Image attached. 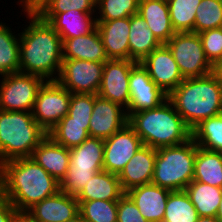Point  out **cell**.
<instances>
[{
	"label": "cell",
	"mask_w": 222,
	"mask_h": 222,
	"mask_svg": "<svg viewBox=\"0 0 222 222\" xmlns=\"http://www.w3.org/2000/svg\"><path fill=\"white\" fill-rule=\"evenodd\" d=\"M58 191L60 182L31 157L0 165V204L9 209L27 211Z\"/></svg>",
	"instance_id": "obj_1"
},
{
	"label": "cell",
	"mask_w": 222,
	"mask_h": 222,
	"mask_svg": "<svg viewBox=\"0 0 222 222\" xmlns=\"http://www.w3.org/2000/svg\"><path fill=\"white\" fill-rule=\"evenodd\" d=\"M26 18L30 19L28 25L19 33V72L56 81L63 61L61 37L36 13H26Z\"/></svg>",
	"instance_id": "obj_2"
},
{
	"label": "cell",
	"mask_w": 222,
	"mask_h": 222,
	"mask_svg": "<svg viewBox=\"0 0 222 222\" xmlns=\"http://www.w3.org/2000/svg\"><path fill=\"white\" fill-rule=\"evenodd\" d=\"M168 99L192 130L202 120L222 112V77L214 71L203 77L184 78Z\"/></svg>",
	"instance_id": "obj_3"
},
{
	"label": "cell",
	"mask_w": 222,
	"mask_h": 222,
	"mask_svg": "<svg viewBox=\"0 0 222 222\" xmlns=\"http://www.w3.org/2000/svg\"><path fill=\"white\" fill-rule=\"evenodd\" d=\"M128 124L143 145L155 149L181 145L192 138V130L169 99L156 108L134 112Z\"/></svg>",
	"instance_id": "obj_4"
},
{
	"label": "cell",
	"mask_w": 222,
	"mask_h": 222,
	"mask_svg": "<svg viewBox=\"0 0 222 222\" xmlns=\"http://www.w3.org/2000/svg\"><path fill=\"white\" fill-rule=\"evenodd\" d=\"M47 136L32 112L0 110V165L6 161L31 157Z\"/></svg>",
	"instance_id": "obj_5"
},
{
	"label": "cell",
	"mask_w": 222,
	"mask_h": 222,
	"mask_svg": "<svg viewBox=\"0 0 222 222\" xmlns=\"http://www.w3.org/2000/svg\"><path fill=\"white\" fill-rule=\"evenodd\" d=\"M195 158L192 138L181 145L156 149L151 183L171 191L184 190L193 181Z\"/></svg>",
	"instance_id": "obj_6"
},
{
	"label": "cell",
	"mask_w": 222,
	"mask_h": 222,
	"mask_svg": "<svg viewBox=\"0 0 222 222\" xmlns=\"http://www.w3.org/2000/svg\"><path fill=\"white\" fill-rule=\"evenodd\" d=\"M165 45L170 49L183 78L203 77L215 71L206 59L198 33H175Z\"/></svg>",
	"instance_id": "obj_7"
},
{
	"label": "cell",
	"mask_w": 222,
	"mask_h": 222,
	"mask_svg": "<svg viewBox=\"0 0 222 222\" xmlns=\"http://www.w3.org/2000/svg\"><path fill=\"white\" fill-rule=\"evenodd\" d=\"M1 79L0 110L32 112L38 91L46 80L21 72L1 76Z\"/></svg>",
	"instance_id": "obj_8"
},
{
	"label": "cell",
	"mask_w": 222,
	"mask_h": 222,
	"mask_svg": "<svg viewBox=\"0 0 222 222\" xmlns=\"http://www.w3.org/2000/svg\"><path fill=\"white\" fill-rule=\"evenodd\" d=\"M71 95L57 81H46L39 89L32 115L47 133L68 114Z\"/></svg>",
	"instance_id": "obj_9"
},
{
	"label": "cell",
	"mask_w": 222,
	"mask_h": 222,
	"mask_svg": "<svg viewBox=\"0 0 222 222\" xmlns=\"http://www.w3.org/2000/svg\"><path fill=\"white\" fill-rule=\"evenodd\" d=\"M105 62L63 59L57 82L71 93L97 94Z\"/></svg>",
	"instance_id": "obj_10"
},
{
	"label": "cell",
	"mask_w": 222,
	"mask_h": 222,
	"mask_svg": "<svg viewBox=\"0 0 222 222\" xmlns=\"http://www.w3.org/2000/svg\"><path fill=\"white\" fill-rule=\"evenodd\" d=\"M129 91L128 118L134 112L156 108L168 99V95L150 78L140 62L130 71Z\"/></svg>",
	"instance_id": "obj_11"
},
{
	"label": "cell",
	"mask_w": 222,
	"mask_h": 222,
	"mask_svg": "<svg viewBox=\"0 0 222 222\" xmlns=\"http://www.w3.org/2000/svg\"><path fill=\"white\" fill-rule=\"evenodd\" d=\"M141 146H143L141 138L127 124L104 140L103 170L119 175Z\"/></svg>",
	"instance_id": "obj_12"
},
{
	"label": "cell",
	"mask_w": 222,
	"mask_h": 222,
	"mask_svg": "<svg viewBox=\"0 0 222 222\" xmlns=\"http://www.w3.org/2000/svg\"><path fill=\"white\" fill-rule=\"evenodd\" d=\"M138 62L134 60L109 59L104 63L102 82L98 95L118 103L125 109L130 100L129 76Z\"/></svg>",
	"instance_id": "obj_13"
},
{
	"label": "cell",
	"mask_w": 222,
	"mask_h": 222,
	"mask_svg": "<svg viewBox=\"0 0 222 222\" xmlns=\"http://www.w3.org/2000/svg\"><path fill=\"white\" fill-rule=\"evenodd\" d=\"M126 109L118 103L94 95V106L88 133L90 137L107 139L128 124Z\"/></svg>",
	"instance_id": "obj_14"
},
{
	"label": "cell",
	"mask_w": 222,
	"mask_h": 222,
	"mask_svg": "<svg viewBox=\"0 0 222 222\" xmlns=\"http://www.w3.org/2000/svg\"><path fill=\"white\" fill-rule=\"evenodd\" d=\"M140 63L167 95L184 80L170 49L165 44L153 50Z\"/></svg>",
	"instance_id": "obj_15"
},
{
	"label": "cell",
	"mask_w": 222,
	"mask_h": 222,
	"mask_svg": "<svg viewBox=\"0 0 222 222\" xmlns=\"http://www.w3.org/2000/svg\"><path fill=\"white\" fill-rule=\"evenodd\" d=\"M35 222H66L79 213L76 196L63 191L43 199L26 211Z\"/></svg>",
	"instance_id": "obj_16"
},
{
	"label": "cell",
	"mask_w": 222,
	"mask_h": 222,
	"mask_svg": "<svg viewBox=\"0 0 222 222\" xmlns=\"http://www.w3.org/2000/svg\"><path fill=\"white\" fill-rule=\"evenodd\" d=\"M36 14L54 28L62 41L87 35L97 27L96 14H87L79 10Z\"/></svg>",
	"instance_id": "obj_17"
},
{
	"label": "cell",
	"mask_w": 222,
	"mask_h": 222,
	"mask_svg": "<svg viewBox=\"0 0 222 222\" xmlns=\"http://www.w3.org/2000/svg\"><path fill=\"white\" fill-rule=\"evenodd\" d=\"M155 160V148L143 145L137 150L118 175L124 193L135 187L151 183Z\"/></svg>",
	"instance_id": "obj_18"
},
{
	"label": "cell",
	"mask_w": 222,
	"mask_h": 222,
	"mask_svg": "<svg viewBox=\"0 0 222 222\" xmlns=\"http://www.w3.org/2000/svg\"><path fill=\"white\" fill-rule=\"evenodd\" d=\"M96 21L107 57L109 59L129 60L130 17Z\"/></svg>",
	"instance_id": "obj_19"
},
{
	"label": "cell",
	"mask_w": 222,
	"mask_h": 222,
	"mask_svg": "<svg viewBox=\"0 0 222 222\" xmlns=\"http://www.w3.org/2000/svg\"><path fill=\"white\" fill-rule=\"evenodd\" d=\"M171 190L152 183L135 187L126 194L133 200L142 216L149 222H162Z\"/></svg>",
	"instance_id": "obj_20"
},
{
	"label": "cell",
	"mask_w": 222,
	"mask_h": 222,
	"mask_svg": "<svg viewBox=\"0 0 222 222\" xmlns=\"http://www.w3.org/2000/svg\"><path fill=\"white\" fill-rule=\"evenodd\" d=\"M31 158L59 182L66 176L70 164L69 148L56 143L49 135L34 149Z\"/></svg>",
	"instance_id": "obj_21"
},
{
	"label": "cell",
	"mask_w": 222,
	"mask_h": 222,
	"mask_svg": "<svg viewBox=\"0 0 222 222\" xmlns=\"http://www.w3.org/2000/svg\"><path fill=\"white\" fill-rule=\"evenodd\" d=\"M62 58L95 62H106L109 60L97 27L87 35L62 41Z\"/></svg>",
	"instance_id": "obj_22"
},
{
	"label": "cell",
	"mask_w": 222,
	"mask_h": 222,
	"mask_svg": "<svg viewBox=\"0 0 222 222\" xmlns=\"http://www.w3.org/2000/svg\"><path fill=\"white\" fill-rule=\"evenodd\" d=\"M138 13L161 44L176 33L172 27L168 3L163 0H139Z\"/></svg>",
	"instance_id": "obj_23"
},
{
	"label": "cell",
	"mask_w": 222,
	"mask_h": 222,
	"mask_svg": "<svg viewBox=\"0 0 222 222\" xmlns=\"http://www.w3.org/2000/svg\"><path fill=\"white\" fill-rule=\"evenodd\" d=\"M124 194L118 175L102 170L93 175L76 199L118 201Z\"/></svg>",
	"instance_id": "obj_24"
},
{
	"label": "cell",
	"mask_w": 222,
	"mask_h": 222,
	"mask_svg": "<svg viewBox=\"0 0 222 222\" xmlns=\"http://www.w3.org/2000/svg\"><path fill=\"white\" fill-rule=\"evenodd\" d=\"M129 60L141 62L162 44L154 36L139 13L130 16Z\"/></svg>",
	"instance_id": "obj_25"
},
{
	"label": "cell",
	"mask_w": 222,
	"mask_h": 222,
	"mask_svg": "<svg viewBox=\"0 0 222 222\" xmlns=\"http://www.w3.org/2000/svg\"><path fill=\"white\" fill-rule=\"evenodd\" d=\"M194 181L222 188V154L196 145Z\"/></svg>",
	"instance_id": "obj_26"
},
{
	"label": "cell",
	"mask_w": 222,
	"mask_h": 222,
	"mask_svg": "<svg viewBox=\"0 0 222 222\" xmlns=\"http://www.w3.org/2000/svg\"><path fill=\"white\" fill-rule=\"evenodd\" d=\"M69 152V166H74V169H103V139L89 136L80 145L70 148Z\"/></svg>",
	"instance_id": "obj_27"
},
{
	"label": "cell",
	"mask_w": 222,
	"mask_h": 222,
	"mask_svg": "<svg viewBox=\"0 0 222 222\" xmlns=\"http://www.w3.org/2000/svg\"><path fill=\"white\" fill-rule=\"evenodd\" d=\"M199 217L217 216L222 188L192 181L185 189Z\"/></svg>",
	"instance_id": "obj_28"
},
{
	"label": "cell",
	"mask_w": 222,
	"mask_h": 222,
	"mask_svg": "<svg viewBox=\"0 0 222 222\" xmlns=\"http://www.w3.org/2000/svg\"><path fill=\"white\" fill-rule=\"evenodd\" d=\"M6 24L0 21V77L18 73L20 69L19 33H12V29Z\"/></svg>",
	"instance_id": "obj_29"
},
{
	"label": "cell",
	"mask_w": 222,
	"mask_h": 222,
	"mask_svg": "<svg viewBox=\"0 0 222 222\" xmlns=\"http://www.w3.org/2000/svg\"><path fill=\"white\" fill-rule=\"evenodd\" d=\"M192 139L200 148L222 152V112L196 125L192 129Z\"/></svg>",
	"instance_id": "obj_30"
},
{
	"label": "cell",
	"mask_w": 222,
	"mask_h": 222,
	"mask_svg": "<svg viewBox=\"0 0 222 222\" xmlns=\"http://www.w3.org/2000/svg\"><path fill=\"white\" fill-rule=\"evenodd\" d=\"M89 123L69 122L66 114L48 133L56 143L72 148L80 145L89 137Z\"/></svg>",
	"instance_id": "obj_31"
},
{
	"label": "cell",
	"mask_w": 222,
	"mask_h": 222,
	"mask_svg": "<svg viewBox=\"0 0 222 222\" xmlns=\"http://www.w3.org/2000/svg\"><path fill=\"white\" fill-rule=\"evenodd\" d=\"M199 215L185 190L171 191L162 222H197Z\"/></svg>",
	"instance_id": "obj_32"
},
{
	"label": "cell",
	"mask_w": 222,
	"mask_h": 222,
	"mask_svg": "<svg viewBox=\"0 0 222 222\" xmlns=\"http://www.w3.org/2000/svg\"><path fill=\"white\" fill-rule=\"evenodd\" d=\"M201 0H171L168 2L170 20L176 33L193 32L195 14Z\"/></svg>",
	"instance_id": "obj_33"
},
{
	"label": "cell",
	"mask_w": 222,
	"mask_h": 222,
	"mask_svg": "<svg viewBox=\"0 0 222 222\" xmlns=\"http://www.w3.org/2000/svg\"><path fill=\"white\" fill-rule=\"evenodd\" d=\"M79 213L87 222H117L118 201H78Z\"/></svg>",
	"instance_id": "obj_34"
},
{
	"label": "cell",
	"mask_w": 222,
	"mask_h": 222,
	"mask_svg": "<svg viewBox=\"0 0 222 222\" xmlns=\"http://www.w3.org/2000/svg\"><path fill=\"white\" fill-rule=\"evenodd\" d=\"M222 27V3L218 0H201L196 9L193 33Z\"/></svg>",
	"instance_id": "obj_35"
},
{
	"label": "cell",
	"mask_w": 222,
	"mask_h": 222,
	"mask_svg": "<svg viewBox=\"0 0 222 222\" xmlns=\"http://www.w3.org/2000/svg\"><path fill=\"white\" fill-rule=\"evenodd\" d=\"M139 0H97L96 20H113L138 13Z\"/></svg>",
	"instance_id": "obj_36"
},
{
	"label": "cell",
	"mask_w": 222,
	"mask_h": 222,
	"mask_svg": "<svg viewBox=\"0 0 222 222\" xmlns=\"http://www.w3.org/2000/svg\"><path fill=\"white\" fill-rule=\"evenodd\" d=\"M103 169H74L69 166L66 176L60 182V191L77 196L97 172Z\"/></svg>",
	"instance_id": "obj_37"
},
{
	"label": "cell",
	"mask_w": 222,
	"mask_h": 222,
	"mask_svg": "<svg viewBox=\"0 0 222 222\" xmlns=\"http://www.w3.org/2000/svg\"><path fill=\"white\" fill-rule=\"evenodd\" d=\"M94 94L72 93L69 103V122L90 123Z\"/></svg>",
	"instance_id": "obj_38"
},
{
	"label": "cell",
	"mask_w": 222,
	"mask_h": 222,
	"mask_svg": "<svg viewBox=\"0 0 222 222\" xmlns=\"http://www.w3.org/2000/svg\"><path fill=\"white\" fill-rule=\"evenodd\" d=\"M97 0H47L36 13H63L79 10L87 14H96Z\"/></svg>",
	"instance_id": "obj_39"
},
{
	"label": "cell",
	"mask_w": 222,
	"mask_h": 222,
	"mask_svg": "<svg viewBox=\"0 0 222 222\" xmlns=\"http://www.w3.org/2000/svg\"><path fill=\"white\" fill-rule=\"evenodd\" d=\"M199 36L206 59L216 69L222 62V27L202 31Z\"/></svg>",
	"instance_id": "obj_40"
},
{
	"label": "cell",
	"mask_w": 222,
	"mask_h": 222,
	"mask_svg": "<svg viewBox=\"0 0 222 222\" xmlns=\"http://www.w3.org/2000/svg\"><path fill=\"white\" fill-rule=\"evenodd\" d=\"M117 222H149L139 211L133 200L125 193L117 206Z\"/></svg>",
	"instance_id": "obj_41"
},
{
	"label": "cell",
	"mask_w": 222,
	"mask_h": 222,
	"mask_svg": "<svg viewBox=\"0 0 222 222\" xmlns=\"http://www.w3.org/2000/svg\"><path fill=\"white\" fill-rule=\"evenodd\" d=\"M0 222H35L26 211H16L0 204Z\"/></svg>",
	"instance_id": "obj_42"
},
{
	"label": "cell",
	"mask_w": 222,
	"mask_h": 222,
	"mask_svg": "<svg viewBox=\"0 0 222 222\" xmlns=\"http://www.w3.org/2000/svg\"><path fill=\"white\" fill-rule=\"evenodd\" d=\"M47 0H18V5L23 7L24 14L26 13H36Z\"/></svg>",
	"instance_id": "obj_43"
},
{
	"label": "cell",
	"mask_w": 222,
	"mask_h": 222,
	"mask_svg": "<svg viewBox=\"0 0 222 222\" xmlns=\"http://www.w3.org/2000/svg\"><path fill=\"white\" fill-rule=\"evenodd\" d=\"M197 222H221L217 216H202Z\"/></svg>",
	"instance_id": "obj_44"
},
{
	"label": "cell",
	"mask_w": 222,
	"mask_h": 222,
	"mask_svg": "<svg viewBox=\"0 0 222 222\" xmlns=\"http://www.w3.org/2000/svg\"><path fill=\"white\" fill-rule=\"evenodd\" d=\"M66 222H87V221L83 218V216L80 213H78L73 218L69 219Z\"/></svg>",
	"instance_id": "obj_45"
},
{
	"label": "cell",
	"mask_w": 222,
	"mask_h": 222,
	"mask_svg": "<svg viewBox=\"0 0 222 222\" xmlns=\"http://www.w3.org/2000/svg\"><path fill=\"white\" fill-rule=\"evenodd\" d=\"M217 217L222 222V196H221L219 208H218V211H217Z\"/></svg>",
	"instance_id": "obj_46"
},
{
	"label": "cell",
	"mask_w": 222,
	"mask_h": 222,
	"mask_svg": "<svg viewBox=\"0 0 222 222\" xmlns=\"http://www.w3.org/2000/svg\"><path fill=\"white\" fill-rule=\"evenodd\" d=\"M215 71L222 77V62L218 65Z\"/></svg>",
	"instance_id": "obj_47"
}]
</instances>
